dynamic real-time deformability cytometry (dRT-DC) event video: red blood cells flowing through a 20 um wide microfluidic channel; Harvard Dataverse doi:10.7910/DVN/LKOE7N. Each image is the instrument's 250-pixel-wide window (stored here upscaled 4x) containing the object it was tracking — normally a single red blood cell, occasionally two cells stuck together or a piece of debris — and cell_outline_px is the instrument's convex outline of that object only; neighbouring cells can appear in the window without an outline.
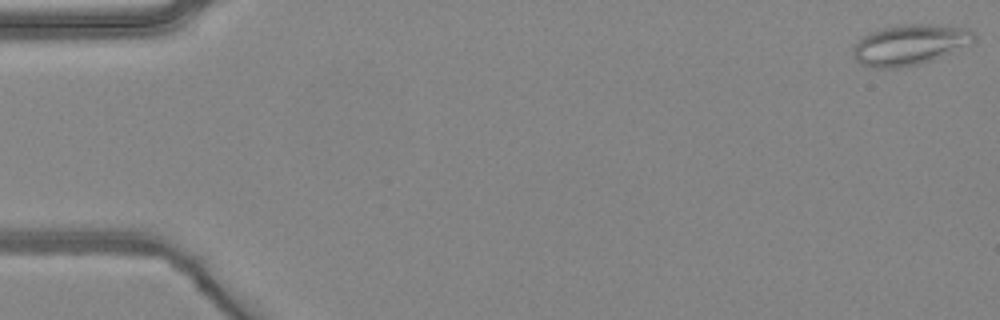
{"species": "common noctule bat (a hibernating species)", "species_latin": "Nyctalus noctula", "temperature_condition": "warm", "stored_images_in_passage": 4, "camera_frame_rate_fps": 3000, "um_per_image_px": 0.085, "animal": {"sex": "female", "body_mass_g": 24.6, "forearm_length_mm": 56.2}, "frame": {"image": 1, "passage_image": 1, "time_ms": 0.0, "image_size_px": [1000, 320], "cell_outline_px": [[976, 40], [932, 60], [920, 64], [896, 68], [876, 68], [860, 64], [856, 60], [852, 52], [852, 48], [864, 36], [872, 32], [884, 28], [904, 24], [928, 24], [968, 28], [976, 36]], "centroid_in_image_um": [77.31, 3.81], "position_along_channel_um": 7.7, "area_um2": 28.09}}